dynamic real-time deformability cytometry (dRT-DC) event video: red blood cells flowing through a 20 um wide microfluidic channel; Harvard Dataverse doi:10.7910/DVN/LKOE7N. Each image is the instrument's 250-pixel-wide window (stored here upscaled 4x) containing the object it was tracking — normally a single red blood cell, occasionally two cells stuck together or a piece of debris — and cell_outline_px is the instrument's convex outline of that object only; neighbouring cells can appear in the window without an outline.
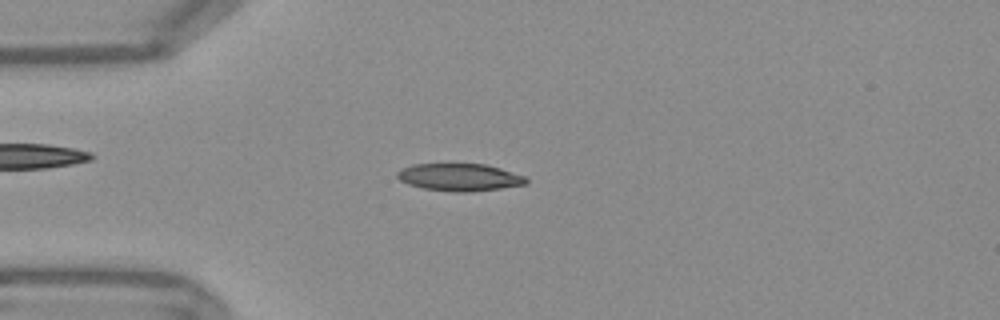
{"species": "Egyptian fruit bat (a non-hibernating species)", "species_latin": "Rousettus aegyptiacus", "temperature_condition": "warm", "stored_images_in_passage": 52, "camera_frame_rate_fps": 3000, "um_per_image_px": 0.085, "frame": {"image": 1, "passage_image": 13, "time_ms": 4.0, "image_size_px": [1000, 320], "cell_outline_px": [[528, 184], [500, 188], [468, 192], [452, 192], [424, 188], [408, 184], [400, 180], [396, 176], [396, 172], [400, 168], [412, 164], [484, 164], [500, 168], [524, 176], [528, 180]], "centroid_in_image_um": [39.03, 15.06], "position_along_channel_um": 46.0, "area_um2": 20.58}}
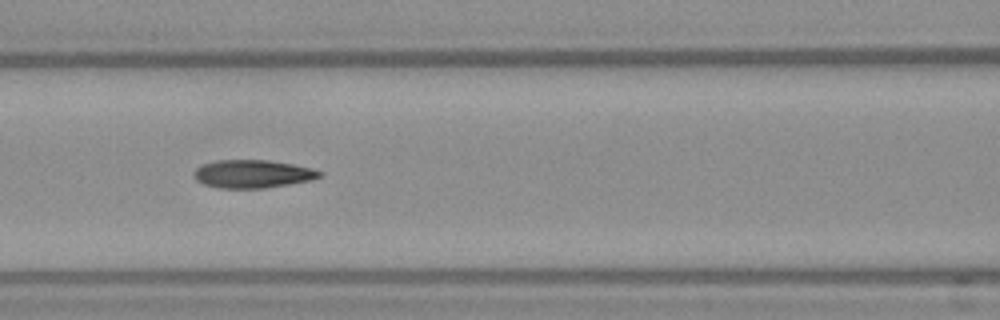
{"frame": {"image": 2, "passage_image": 22, "time_ms": 7.0, "image_size_px": [1000, 320], "cell_outline_px": [[324, 176], [312, 180], [264, 188], [220, 188], [204, 184], [196, 180], [196, 168], [204, 164], [216, 160], [268, 160], [292, 164], [312, 168], [324, 172]], "centroid_in_image_um": [21.54, 14.78], "position_along_channel_um": 145.1, "area_um2": 20.46}}
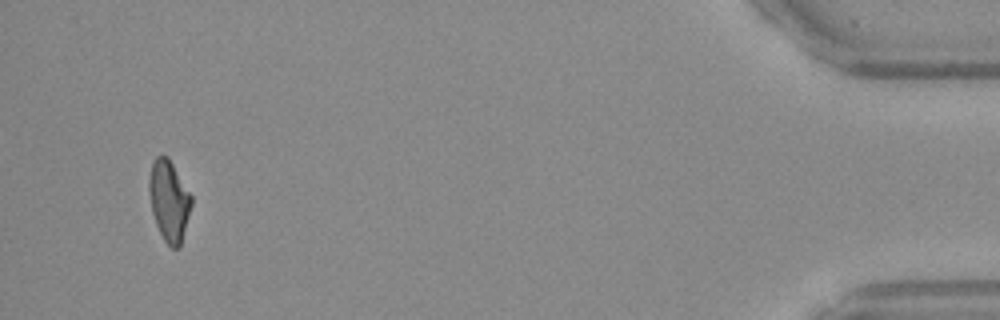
{"frame": {"image": 3, "passage_image": 50, "time_ms": 16.333, "image_size_px": [1000, 320], "cell_outline_px": [[192, 204], [180, 248], [172, 248], [164, 240], [156, 224], [152, 212], [148, 192], [148, 180], [152, 164], [156, 156], [168, 156], [192, 196]], "centroid_in_image_um": [14.36, 17.06], "position_along_channel_um": 420.8, "area_um2": 19.94}, "authors_computed_cell_mechanics": {"area_um2": 20.3167, "velocity_mm_per_s": 3.8105, "shape_relaxation_time_tau1_ms": 7.8309, "shape_relaxation_time_tau2_ms": 2.2998, "deformation_change_tau1": 0.2298, "deformation_change_tau2": 0.1094}}